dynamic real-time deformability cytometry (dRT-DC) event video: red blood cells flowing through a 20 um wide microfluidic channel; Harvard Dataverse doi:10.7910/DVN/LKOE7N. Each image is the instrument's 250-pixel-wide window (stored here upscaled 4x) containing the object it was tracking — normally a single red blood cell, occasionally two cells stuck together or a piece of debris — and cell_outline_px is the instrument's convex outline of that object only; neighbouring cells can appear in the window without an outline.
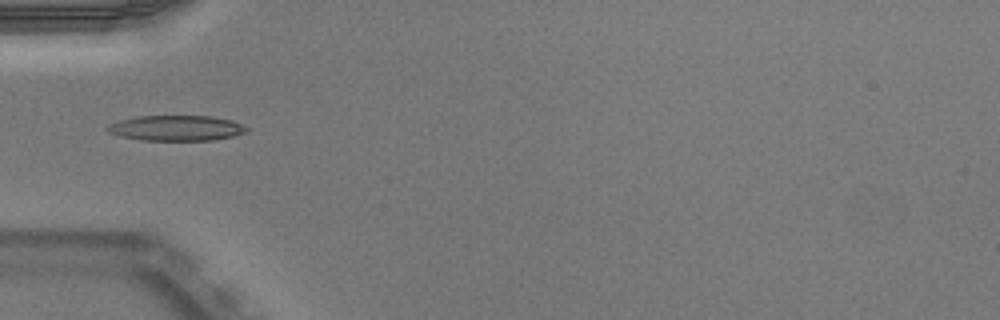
{"species": "Egyptian fruit bat (a non-hibernating species)", "species_latin": "Rousettus aegyptiacus", "temperature_condition": "warm", "stored_images_in_passage": 35, "camera_frame_rate_fps": 3000, "um_per_image_px": 0.085, "animal": {"sex": "male"}, "frame": {"image": 1, "passage_image": 1, "time_ms": 0.0, "image_size_px": [1000, 320], "cell_outline_px": [[248, 132], [232, 136], [212, 140], [140, 140], [120, 136], [108, 132], [104, 128], [108, 124], [120, 120], [136, 116], [212, 116], [232, 120], [248, 128]], "centroid_in_image_um": [14.95, 10.88], "position_along_channel_um": 70.0, "area_um2": 20.63}}
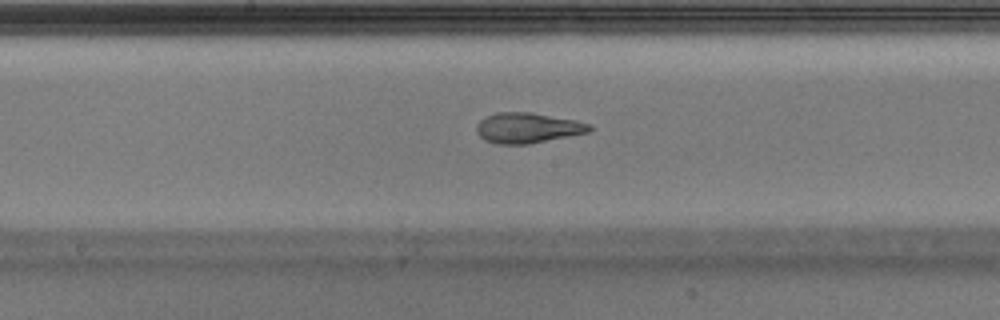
{"frame": {"image": 2, "passage_image": 11, "time_ms": 3.333, "image_size_px": [1000, 320], "cell_outline_px": [[592, 128], [588, 132], [528, 144], [496, 144], [484, 140], [476, 132], [476, 124], [480, 120], [496, 112], [532, 112], [576, 120], [592, 124]], "centroid_in_image_um": [44.83, 10.86], "position_along_channel_um": 203.4, "area_um2": 20.0}}
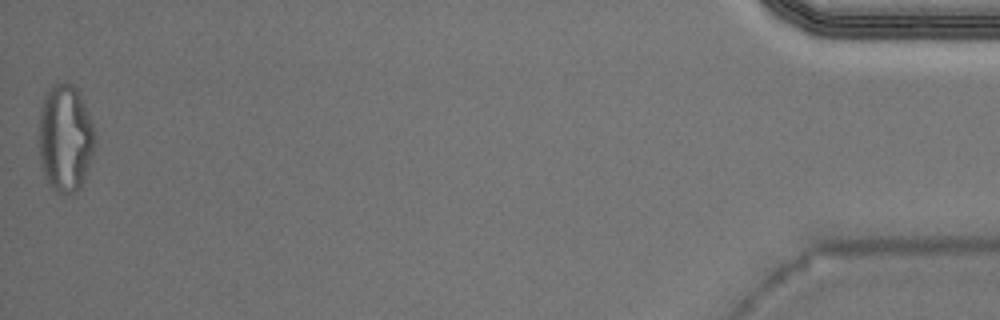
{"frame": {"image": 3, "passage_image": 35, "time_ms": 11.333, "image_size_px": [1000, 320], "cell_outline_px": [[96, 140], [92, 156], [84, 180], [80, 188], [76, 192], [60, 196], [48, 184], [44, 176], [40, 164], [40, 108], [44, 96], [52, 84], [72, 84], [80, 88], [92, 120]], "centroid_in_image_um": [5.57, 11.75], "position_along_channel_um": 429.6, "area_um2": 35.78}, "authors_computed_cell_mechanics": {"area_um2": 20.5768, "velocity_mm_per_s": 3.9742, "shape_relaxation_time_tau1_ms": 7.8613, "shape_relaxation_time_tau2_ms": 1.3159, "deformation_change_tau1": 0.2857, "deformation_change_tau2": 0.1018}}